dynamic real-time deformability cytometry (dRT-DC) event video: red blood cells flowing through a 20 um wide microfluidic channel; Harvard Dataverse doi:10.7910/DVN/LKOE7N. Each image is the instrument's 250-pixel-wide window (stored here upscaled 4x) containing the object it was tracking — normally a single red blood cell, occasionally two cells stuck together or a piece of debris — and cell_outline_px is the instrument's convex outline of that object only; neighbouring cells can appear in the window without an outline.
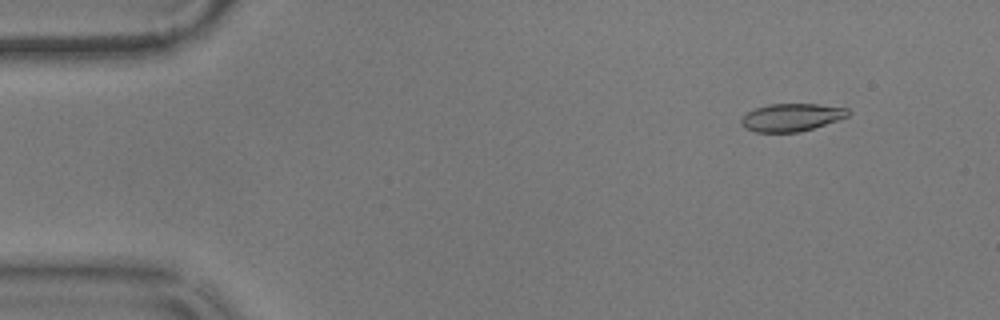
{"species": "common noctule bat (a hibernating species)", "species_latin": "Nyctalus noctula", "temperature_condition": "warm", "stored_images_in_passage": 49, "camera_frame_rate_fps": 3000, "um_per_image_px": 0.085, "animal": {"sex": "male", "body_mass_g": 17.9}, "frame": {"image": 1, "passage_image": 6, "time_ms": 1.667, "image_size_px": [1000, 320], "cell_outline_px": [[848, 116], [800, 132], [756, 132], [744, 128], [740, 124], [740, 120], [748, 112], [756, 108], [768, 104], [816, 104], [848, 108]], "centroid_in_image_um": [67.23, 9.98], "position_along_channel_um": 17.8, "area_um2": 17.05}}
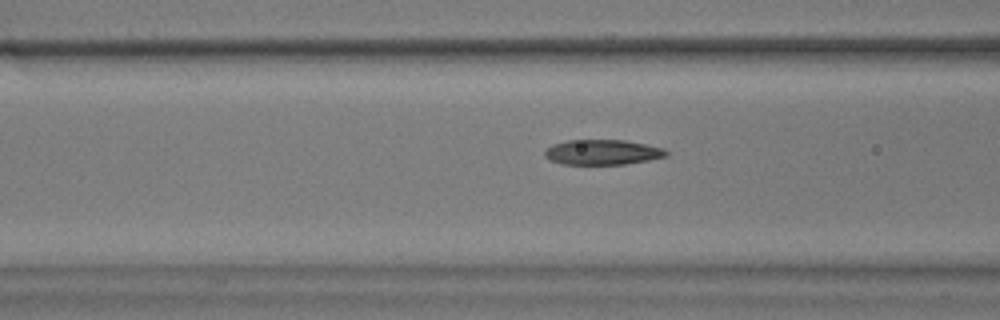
{"frame": {"image": 2, "passage_image": 22, "time_ms": 7.0, "image_size_px": [1000, 320], "cell_outline_px": [[668, 156], [648, 160], [624, 164], [560, 164], [548, 160], [544, 156], [544, 152], [552, 144], [568, 140], [624, 140], [664, 148], [668, 152]], "centroid_in_image_um": [51.18, 12.94], "position_along_channel_um": 115.4, "area_um2": 17.8}}
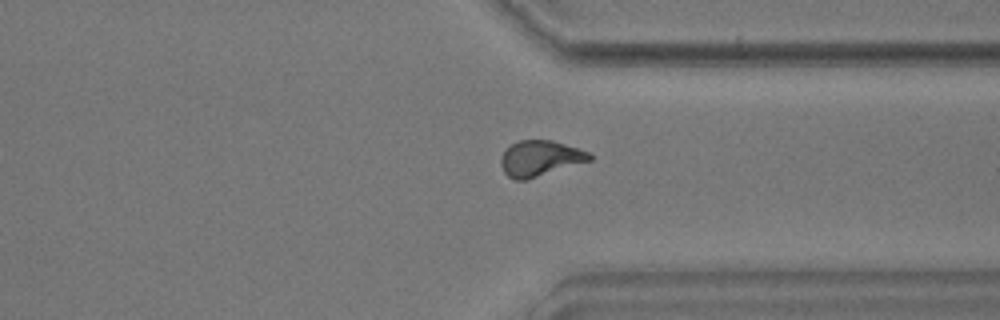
{"frame": {"image": 3, "passage_image": 43, "time_ms": 14.0, "image_size_px": [1000, 320], "cell_outline_px": [[592, 160], [528, 180], [516, 180], [508, 176], [504, 172], [500, 164], [500, 160], [504, 148], [520, 140], [552, 140], [588, 152], [592, 156]], "centroid_in_image_um": [45.87, 13.47], "position_along_channel_um": 365.5, "area_um2": 18.5}, "authors_computed_cell_mechanics": {"area_um2": 18.0336, "velocity_mm_per_s": 3.5752, "shape_relaxation_time_tau1_ms": 7.8132, "shape_relaxation_time_tau2_ms": 1.9929, "deformation_change_tau1": 0.2271, "deformation_change_tau2": 0.0908}}